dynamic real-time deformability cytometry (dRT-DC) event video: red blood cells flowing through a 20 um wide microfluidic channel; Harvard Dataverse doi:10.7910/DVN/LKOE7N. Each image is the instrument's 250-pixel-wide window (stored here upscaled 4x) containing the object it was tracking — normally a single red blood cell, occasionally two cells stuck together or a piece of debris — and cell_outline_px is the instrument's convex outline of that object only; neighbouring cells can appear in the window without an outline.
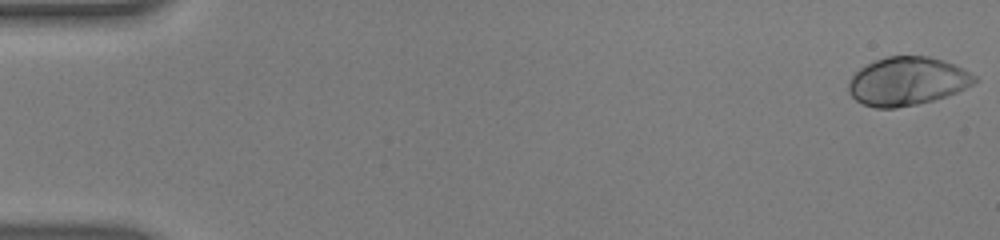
{"species": "human", "species_latin": "Homo sapiens", "temperature_condition": "warm", "stored_images_in_passage": 54, "camera_frame_rate_fps": 3000, "um_per_image_px": 0.085, "donor": {"sex": "male"}, "frame": {"image": 1, "passage_image": 1, "time_ms": 0.0, "image_size_px": [1000, 240], "cell_outline_px": [[980, 80], [956, 92], [932, 100], [916, 104], [896, 108], [876, 108], [864, 104], [856, 100], [848, 92], [848, 84], [852, 76], [860, 68], [876, 60], [888, 56], [928, 56], [944, 60], [976, 76]], "centroid_in_image_um": [77.09, 6.9], "position_along_channel_um": 7.9, "area_um2": 35.14}}
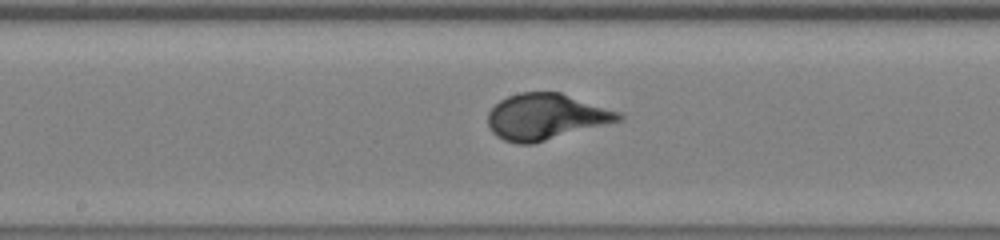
{"frame": {"image": 2, "passage_image": 29, "time_ms": 9.333, "image_size_px": [1000, 240], "cell_outline_px": [[624, 120], [532, 144], [520, 144], [504, 140], [496, 136], [492, 132], [488, 124], [488, 112], [500, 100], [508, 96], [520, 92], [560, 92], [620, 112], [624, 116]], "centroid_in_image_um": [46.41, 9.92], "position_along_channel_um": 201.8, "area_um2": 35.08}}
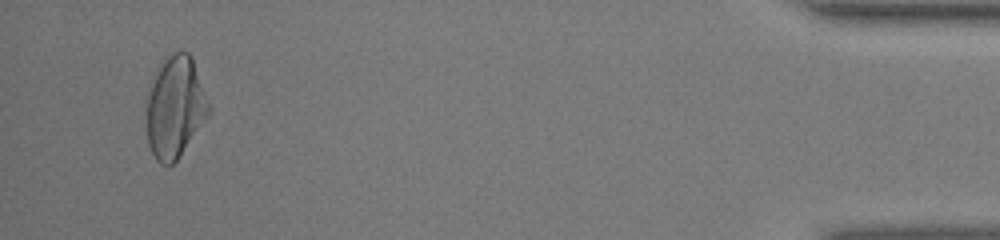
{"frame": {"image": 3, "passage_image": 52, "time_ms": 17.0, "image_size_px": [1000, 240], "cell_outline_px": [[212, 108], [208, 116], [176, 160], [172, 164], [160, 164], [156, 160], [148, 144], [144, 96], [152, 76], [160, 60], [168, 52], [188, 52], [192, 56]], "centroid_in_image_um": [14.84, 9.02], "position_along_channel_um": 420.4, "area_um2": 37.92}}